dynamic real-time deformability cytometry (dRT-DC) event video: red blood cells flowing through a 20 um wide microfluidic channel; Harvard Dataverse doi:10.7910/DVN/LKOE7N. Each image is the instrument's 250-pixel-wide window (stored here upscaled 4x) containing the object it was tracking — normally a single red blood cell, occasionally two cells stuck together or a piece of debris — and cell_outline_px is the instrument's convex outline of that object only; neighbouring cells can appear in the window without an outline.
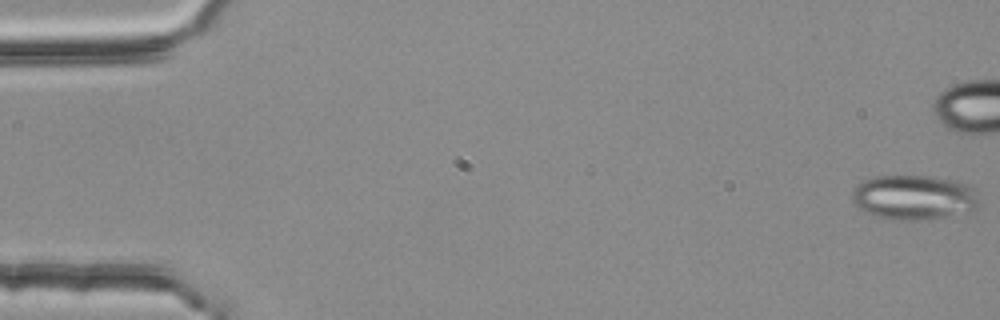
{"species": "common noctule bat (a hibernating species)", "species_latin": "Nyctalus noctula", "temperature_condition": "room temperature", "stored_images_in_passage": 4, "camera_frame_rate_fps": 3000, "um_per_image_px": 0.085, "animal": {"sex": "female", "body_mass_g": 25.1}, "frame": {"image": 1, "passage_image": 1, "time_ms": 0.0, "image_size_px": [1000, 320], "cell_outline_px": [[980, 208], [972, 212], [924, 220], [892, 220], [876, 216], [860, 208], [852, 200], [852, 192], [864, 180], [872, 176], [932, 176], [968, 184], [976, 188], [980, 192]], "centroid_in_image_um": [77.8, 16.78], "position_along_channel_um": 7.2, "area_um2": 33.64}}